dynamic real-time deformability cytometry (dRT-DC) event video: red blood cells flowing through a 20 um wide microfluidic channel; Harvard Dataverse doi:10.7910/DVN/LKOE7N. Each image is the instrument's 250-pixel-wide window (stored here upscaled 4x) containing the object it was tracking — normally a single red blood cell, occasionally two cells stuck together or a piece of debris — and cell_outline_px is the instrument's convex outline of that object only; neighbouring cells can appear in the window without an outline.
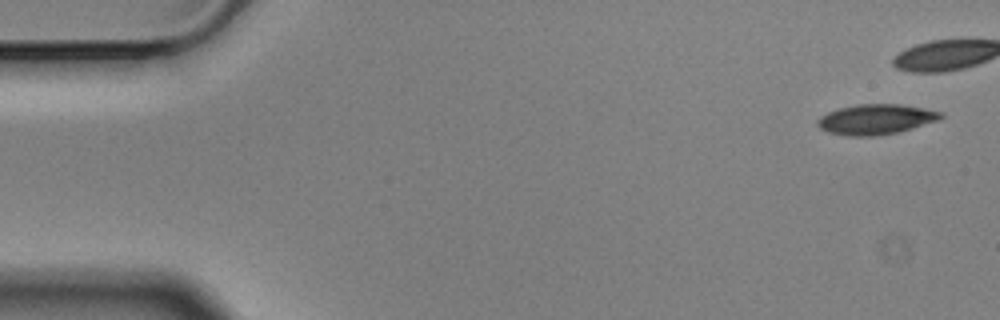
{"species": "Egyptian fruit bat (a non-hibernating species)", "species_latin": "Rousettus aegyptiacus", "temperature_condition": "cold", "stored_images_in_passage": 5, "camera_frame_rate_fps": 3000, "um_per_image_px": 0.085, "animal": {"sex": "male"}, "frame": {"image": 1, "passage_image": 1, "time_ms": 0.0, "image_size_px": [1000, 320], "cell_outline_px": [[944, 116], [940, 120], [912, 128], [896, 132], [872, 136], [848, 136], [828, 132], [820, 128], [816, 124], [816, 120], [820, 116], [828, 112], [840, 108], [856, 104], [900, 104], [940, 112]], "centroid_in_image_um": [74.41, 10.14], "position_along_channel_um": 10.6, "area_um2": 21.5}}
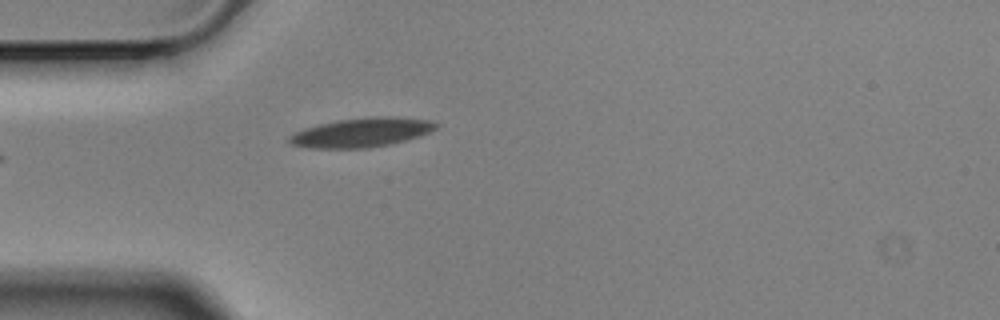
{"frame": {"image": 2, "passage_image": 5, "time_ms": 1.333, "image_size_px": [1000, 320], "cell_outline_px": [[440, 124], [436, 128], [420, 136], [392, 144], [368, 148], [308, 148], [292, 144], [288, 140], [288, 136], [304, 128], [336, 120], [372, 116], [392, 116], [432, 120]], "centroid_in_image_um": [30.76, 11.25], "position_along_channel_um": 54.2, "area_um2": 25.14}}